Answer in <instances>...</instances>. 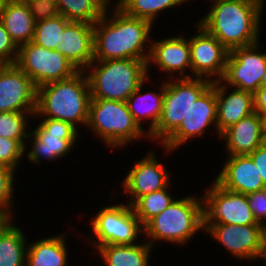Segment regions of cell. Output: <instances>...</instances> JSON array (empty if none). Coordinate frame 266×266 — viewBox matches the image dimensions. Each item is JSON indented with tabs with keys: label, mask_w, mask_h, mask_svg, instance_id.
<instances>
[{
	"label": "cell",
	"mask_w": 266,
	"mask_h": 266,
	"mask_svg": "<svg viewBox=\"0 0 266 266\" xmlns=\"http://www.w3.org/2000/svg\"><path fill=\"white\" fill-rule=\"evenodd\" d=\"M112 4L94 24V60L138 59L148 62L153 24L132 17L114 2Z\"/></svg>",
	"instance_id": "6da1fadb"
},
{
	"label": "cell",
	"mask_w": 266,
	"mask_h": 266,
	"mask_svg": "<svg viewBox=\"0 0 266 266\" xmlns=\"http://www.w3.org/2000/svg\"><path fill=\"white\" fill-rule=\"evenodd\" d=\"M211 6L197 23L229 51L258 43L265 1L209 0Z\"/></svg>",
	"instance_id": "7a4b0ae2"
},
{
	"label": "cell",
	"mask_w": 266,
	"mask_h": 266,
	"mask_svg": "<svg viewBox=\"0 0 266 266\" xmlns=\"http://www.w3.org/2000/svg\"><path fill=\"white\" fill-rule=\"evenodd\" d=\"M91 99L87 76L84 71H78L67 79L37 88L34 118L57 119L77 129L80 125L86 128Z\"/></svg>",
	"instance_id": "3957f363"
},
{
	"label": "cell",
	"mask_w": 266,
	"mask_h": 266,
	"mask_svg": "<svg viewBox=\"0 0 266 266\" xmlns=\"http://www.w3.org/2000/svg\"><path fill=\"white\" fill-rule=\"evenodd\" d=\"M198 232H204L203 197L192 194L176 198L152 218L144 226L143 238L146 237L153 248L159 241L182 247L187 246Z\"/></svg>",
	"instance_id": "277c9868"
},
{
	"label": "cell",
	"mask_w": 266,
	"mask_h": 266,
	"mask_svg": "<svg viewBox=\"0 0 266 266\" xmlns=\"http://www.w3.org/2000/svg\"><path fill=\"white\" fill-rule=\"evenodd\" d=\"M84 72L92 99L121 102L148 78L147 62L138 59L93 60Z\"/></svg>",
	"instance_id": "5b68a950"
},
{
	"label": "cell",
	"mask_w": 266,
	"mask_h": 266,
	"mask_svg": "<svg viewBox=\"0 0 266 266\" xmlns=\"http://www.w3.org/2000/svg\"><path fill=\"white\" fill-rule=\"evenodd\" d=\"M86 128L110 149H124L145 137L149 140L134 121L127 103L121 101L91 99Z\"/></svg>",
	"instance_id": "8992f818"
},
{
	"label": "cell",
	"mask_w": 266,
	"mask_h": 266,
	"mask_svg": "<svg viewBox=\"0 0 266 266\" xmlns=\"http://www.w3.org/2000/svg\"><path fill=\"white\" fill-rule=\"evenodd\" d=\"M212 83L211 80L196 77L164 80L161 118L148 138L161 144L181 124L192 104Z\"/></svg>",
	"instance_id": "52a82bcc"
},
{
	"label": "cell",
	"mask_w": 266,
	"mask_h": 266,
	"mask_svg": "<svg viewBox=\"0 0 266 266\" xmlns=\"http://www.w3.org/2000/svg\"><path fill=\"white\" fill-rule=\"evenodd\" d=\"M91 238L86 237L95 250L102 245H131L139 242L138 236L144 235V227L128 203L104 206L96 216L90 218ZM138 240V241H136Z\"/></svg>",
	"instance_id": "ba28073f"
},
{
	"label": "cell",
	"mask_w": 266,
	"mask_h": 266,
	"mask_svg": "<svg viewBox=\"0 0 266 266\" xmlns=\"http://www.w3.org/2000/svg\"><path fill=\"white\" fill-rule=\"evenodd\" d=\"M35 129L31 130L27 143L31 144V149L25 148V155L30 163L39 165L42 161H58L65 158L73 151L76 141H79L80 129L71 123L51 119L41 118Z\"/></svg>",
	"instance_id": "9c48e42d"
},
{
	"label": "cell",
	"mask_w": 266,
	"mask_h": 266,
	"mask_svg": "<svg viewBox=\"0 0 266 266\" xmlns=\"http://www.w3.org/2000/svg\"><path fill=\"white\" fill-rule=\"evenodd\" d=\"M15 64L31 78L36 88L67 79L79 71L59 50H50L32 41L18 47Z\"/></svg>",
	"instance_id": "30bf717a"
},
{
	"label": "cell",
	"mask_w": 266,
	"mask_h": 266,
	"mask_svg": "<svg viewBox=\"0 0 266 266\" xmlns=\"http://www.w3.org/2000/svg\"><path fill=\"white\" fill-rule=\"evenodd\" d=\"M217 102L215 81L212 85L192 104L188 114L181 124L160 144L164 153L171 154L179 147L185 145L194 137H203L206 130L214 127L216 135L220 137L217 130Z\"/></svg>",
	"instance_id": "8fae6325"
},
{
	"label": "cell",
	"mask_w": 266,
	"mask_h": 266,
	"mask_svg": "<svg viewBox=\"0 0 266 266\" xmlns=\"http://www.w3.org/2000/svg\"><path fill=\"white\" fill-rule=\"evenodd\" d=\"M204 233L239 261L257 262L265 249L263 225L204 223Z\"/></svg>",
	"instance_id": "7c38bea8"
},
{
	"label": "cell",
	"mask_w": 266,
	"mask_h": 266,
	"mask_svg": "<svg viewBox=\"0 0 266 266\" xmlns=\"http://www.w3.org/2000/svg\"><path fill=\"white\" fill-rule=\"evenodd\" d=\"M212 183L202 195L204 223L261 225L253 216L247 195L226 190L215 180Z\"/></svg>",
	"instance_id": "4fadbf2b"
},
{
	"label": "cell",
	"mask_w": 266,
	"mask_h": 266,
	"mask_svg": "<svg viewBox=\"0 0 266 266\" xmlns=\"http://www.w3.org/2000/svg\"><path fill=\"white\" fill-rule=\"evenodd\" d=\"M260 43L229 51L221 81L230 87L254 93L266 71V53L259 51Z\"/></svg>",
	"instance_id": "5bb4252c"
},
{
	"label": "cell",
	"mask_w": 266,
	"mask_h": 266,
	"mask_svg": "<svg viewBox=\"0 0 266 266\" xmlns=\"http://www.w3.org/2000/svg\"><path fill=\"white\" fill-rule=\"evenodd\" d=\"M197 33L189 37L192 74L190 78L222 79L229 50L196 22Z\"/></svg>",
	"instance_id": "9a60e30c"
},
{
	"label": "cell",
	"mask_w": 266,
	"mask_h": 266,
	"mask_svg": "<svg viewBox=\"0 0 266 266\" xmlns=\"http://www.w3.org/2000/svg\"><path fill=\"white\" fill-rule=\"evenodd\" d=\"M154 151L137 160L121 183L129 197L126 203L133 205L140 197L171 186L170 171L157 159Z\"/></svg>",
	"instance_id": "2e32d148"
},
{
	"label": "cell",
	"mask_w": 266,
	"mask_h": 266,
	"mask_svg": "<svg viewBox=\"0 0 266 266\" xmlns=\"http://www.w3.org/2000/svg\"><path fill=\"white\" fill-rule=\"evenodd\" d=\"M152 66L158 67L162 74L166 73L168 79H175L176 73L177 79L190 78L186 74L188 71L192 73L189 38L180 34L151 41L147 62L148 77L151 76L149 73Z\"/></svg>",
	"instance_id": "e0dca14e"
},
{
	"label": "cell",
	"mask_w": 266,
	"mask_h": 266,
	"mask_svg": "<svg viewBox=\"0 0 266 266\" xmlns=\"http://www.w3.org/2000/svg\"><path fill=\"white\" fill-rule=\"evenodd\" d=\"M37 88L16 64L0 65V112H35Z\"/></svg>",
	"instance_id": "ac0fdd59"
},
{
	"label": "cell",
	"mask_w": 266,
	"mask_h": 266,
	"mask_svg": "<svg viewBox=\"0 0 266 266\" xmlns=\"http://www.w3.org/2000/svg\"><path fill=\"white\" fill-rule=\"evenodd\" d=\"M225 158L224 166L222 165L215 178L221 187L244 195L266 188L249 155H233Z\"/></svg>",
	"instance_id": "d6986e66"
},
{
	"label": "cell",
	"mask_w": 266,
	"mask_h": 266,
	"mask_svg": "<svg viewBox=\"0 0 266 266\" xmlns=\"http://www.w3.org/2000/svg\"><path fill=\"white\" fill-rule=\"evenodd\" d=\"M217 138L225 141L227 156L249 155L266 142V122L254 112L228 127Z\"/></svg>",
	"instance_id": "ffe728a7"
},
{
	"label": "cell",
	"mask_w": 266,
	"mask_h": 266,
	"mask_svg": "<svg viewBox=\"0 0 266 266\" xmlns=\"http://www.w3.org/2000/svg\"><path fill=\"white\" fill-rule=\"evenodd\" d=\"M57 50L84 71L94 60V24L71 21L61 34Z\"/></svg>",
	"instance_id": "44dd1931"
},
{
	"label": "cell",
	"mask_w": 266,
	"mask_h": 266,
	"mask_svg": "<svg viewBox=\"0 0 266 266\" xmlns=\"http://www.w3.org/2000/svg\"><path fill=\"white\" fill-rule=\"evenodd\" d=\"M215 81L217 102V132L221 134L231 125L254 113L253 93Z\"/></svg>",
	"instance_id": "7402d4cb"
},
{
	"label": "cell",
	"mask_w": 266,
	"mask_h": 266,
	"mask_svg": "<svg viewBox=\"0 0 266 266\" xmlns=\"http://www.w3.org/2000/svg\"><path fill=\"white\" fill-rule=\"evenodd\" d=\"M0 22L17 47L32 41L36 22L24 1L4 0L0 7Z\"/></svg>",
	"instance_id": "603a6c76"
},
{
	"label": "cell",
	"mask_w": 266,
	"mask_h": 266,
	"mask_svg": "<svg viewBox=\"0 0 266 266\" xmlns=\"http://www.w3.org/2000/svg\"><path fill=\"white\" fill-rule=\"evenodd\" d=\"M149 77L133 92L127 99L128 109L133 116L134 121L148 135L155 129L162 114L163 97H164V81L159 85V93L155 90L147 91L143 94V87L148 82ZM150 119V120H149ZM149 120L148 128L142 127V122Z\"/></svg>",
	"instance_id": "cb8c5ba5"
},
{
	"label": "cell",
	"mask_w": 266,
	"mask_h": 266,
	"mask_svg": "<svg viewBox=\"0 0 266 266\" xmlns=\"http://www.w3.org/2000/svg\"><path fill=\"white\" fill-rule=\"evenodd\" d=\"M65 234L28 241L26 266H67L69 252Z\"/></svg>",
	"instance_id": "d4e9b609"
},
{
	"label": "cell",
	"mask_w": 266,
	"mask_h": 266,
	"mask_svg": "<svg viewBox=\"0 0 266 266\" xmlns=\"http://www.w3.org/2000/svg\"><path fill=\"white\" fill-rule=\"evenodd\" d=\"M153 247L146 241L143 244L102 245L96 252L105 266H149Z\"/></svg>",
	"instance_id": "484cf974"
},
{
	"label": "cell",
	"mask_w": 266,
	"mask_h": 266,
	"mask_svg": "<svg viewBox=\"0 0 266 266\" xmlns=\"http://www.w3.org/2000/svg\"><path fill=\"white\" fill-rule=\"evenodd\" d=\"M12 217L0 229V266H26L28 240Z\"/></svg>",
	"instance_id": "4316f807"
},
{
	"label": "cell",
	"mask_w": 266,
	"mask_h": 266,
	"mask_svg": "<svg viewBox=\"0 0 266 266\" xmlns=\"http://www.w3.org/2000/svg\"><path fill=\"white\" fill-rule=\"evenodd\" d=\"M60 15L69 21L95 24L112 0H55Z\"/></svg>",
	"instance_id": "83f0119b"
},
{
	"label": "cell",
	"mask_w": 266,
	"mask_h": 266,
	"mask_svg": "<svg viewBox=\"0 0 266 266\" xmlns=\"http://www.w3.org/2000/svg\"><path fill=\"white\" fill-rule=\"evenodd\" d=\"M189 1L192 0H117L114 4L132 17L144 19L155 24L159 13H164L163 11L166 9L176 8Z\"/></svg>",
	"instance_id": "f1b7e54d"
},
{
	"label": "cell",
	"mask_w": 266,
	"mask_h": 266,
	"mask_svg": "<svg viewBox=\"0 0 266 266\" xmlns=\"http://www.w3.org/2000/svg\"><path fill=\"white\" fill-rule=\"evenodd\" d=\"M154 191L140 197L133 205L136 217L144 227L152 218L164 211L176 198L168 191L170 188Z\"/></svg>",
	"instance_id": "f546056e"
},
{
	"label": "cell",
	"mask_w": 266,
	"mask_h": 266,
	"mask_svg": "<svg viewBox=\"0 0 266 266\" xmlns=\"http://www.w3.org/2000/svg\"><path fill=\"white\" fill-rule=\"evenodd\" d=\"M35 112H0V137L18 140L25 148L30 134L29 118ZM29 129V130H28Z\"/></svg>",
	"instance_id": "4dcf8cb0"
},
{
	"label": "cell",
	"mask_w": 266,
	"mask_h": 266,
	"mask_svg": "<svg viewBox=\"0 0 266 266\" xmlns=\"http://www.w3.org/2000/svg\"><path fill=\"white\" fill-rule=\"evenodd\" d=\"M70 22L62 15L37 22L32 42L50 50H57L61 34Z\"/></svg>",
	"instance_id": "1f68e13d"
},
{
	"label": "cell",
	"mask_w": 266,
	"mask_h": 266,
	"mask_svg": "<svg viewBox=\"0 0 266 266\" xmlns=\"http://www.w3.org/2000/svg\"><path fill=\"white\" fill-rule=\"evenodd\" d=\"M17 170L0 165V215H7L15 218L13 206L14 197V176ZM13 210V211H12ZM14 215H13V214Z\"/></svg>",
	"instance_id": "d6a6232c"
},
{
	"label": "cell",
	"mask_w": 266,
	"mask_h": 266,
	"mask_svg": "<svg viewBox=\"0 0 266 266\" xmlns=\"http://www.w3.org/2000/svg\"><path fill=\"white\" fill-rule=\"evenodd\" d=\"M25 147L18 141L0 137V165L13 170L21 167Z\"/></svg>",
	"instance_id": "836d02e7"
},
{
	"label": "cell",
	"mask_w": 266,
	"mask_h": 266,
	"mask_svg": "<svg viewBox=\"0 0 266 266\" xmlns=\"http://www.w3.org/2000/svg\"><path fill=\"white\" fill-rule=\"evenodd\" d=\"M24 1L35 22L54 18L60 15L58 5L55 0H21Z\"/></svg>",
	"instance_id": "e575fe53"
},
{
	"label": "cell",
	"mask_w": 266,
	"mask_h": 266,
	"mask_svg": "<svg viewBox=\"0 0 266 266\" xmlns=\"http://www.w3.org/2000/svg\"><path fill=\"white\" fill-rule=\"evenodd\" d=\"M18 56V47L11 40L9 33L0 22V65L15 64Z\"/></svg>",
	"instance_id": "d590c367"
},
{
	"label": "cell",
	"mask_w": 266,
	"mask_h": 266,
	"mask_svg": "<svg viewBox=\"0 0 266 266\" xmlns=\"http://www.w3.org/2000/svg\"><path fill=\"white\" fill-rule=\"evenodd\" d=\"M250 209L257 223L266 226V188L247 195Z\"/></svg>",
	"instance_id": "8d00e7d4"
},
{
	"label": "cell",
	"mask_w": 266,
	"mask_h": 266,
	"mask_svg": "<svg viewBox=\"0 0 266 266\" xmlns=\"http://www.w3.org/2000/svg\"><path fill=\"white\" fill-rule=\"evenodd\" d=\"M262 177L266 187V142L249 154Z\"/></svg>",
	"instance_id": "74e56055"
},
{
	"label": "cell",
	"mask_w": 266,
	"mask_h": 266,
	"mask_svg": "<svg viewBox=\"0 0 266 266\" xmlns=\"http://www.w3.org/2000/svg\"><path fill=\"white\" fill-rule=\"evenodd\" d=\"M254 111L266 122V87L260 86L253 93Z\"/></svg>",
	"instance_id": "f35d334b"
},
{
	"label": "cell",
	"mask_w": 266,
	"mask_h": 266,
	"mask_svg": "<svg viewBox=\"0 0 266 266\" xmlns=\"http://www.w3.org/2000/svg\"><path fill=\"white\" fill-rule=\"evenodd\" d=\"M12 217L7 215H0V229L11 219Z\"/></svg>",
	"instance_id": "ab89813d"
},
{
	"label": "cell",
	"mask_w": 266,
	"mask_h": 266,
	"mask_svg": "<svg viewBox=\"0 0 266 266\" xmlns=\"http://www.w3.org/2000/svg\"><path fill=\"white\" fill-rule=\"evenodd\" d=\"M263 260V265L266 266V249H264V251L261 253L259 261Z\"/></svg>",
	"instance_id": "60d3db41"
},
{
	"label": "cell",
	"mask_w": 266,
	"mask_h": 266,
	"mask_svg": "<svg viewBox=\"0 0 266 266\" xmlns=\"http://www.w3.org/2000/svg\"><path fill=\"white\" fill-rule=\"evenodd\" d=\"M260 86H265L266 87V71H265V73H264V75H263V77L261 79Z\"/></svg>",
	"instance_id": "b9f144b4"
},
{
	"label": "cell",
	"mask_w": 266,
	"mask_h": 266,
	"mask_svg": "<svg viewBox=\"0 0 266 266\" xmlns=\"http://www.w3.org/2000/svg\"><path fill=\"white\" fill-rule=\"evenodd\" d=\"M264 240H265V249H266V226L264 227Z\"/></svg>",
	"instance_id": "7bdbcfd3"
},
{
	"label": "cell",
	"mask_w": 266,
	"mask_h": 266,
	"mask_svg": "<svg viewBox=\"0 0 266 266\" xmlns=\"http://www.w3.org/2000/svg\"><path fill=\"white\" fill-rule=\"evenodd\" d=\"M3 1H4V0H0V7H1V5H2Z\"/></svg>",
	"instance_id": "ee69618b"
}]
</instances>
